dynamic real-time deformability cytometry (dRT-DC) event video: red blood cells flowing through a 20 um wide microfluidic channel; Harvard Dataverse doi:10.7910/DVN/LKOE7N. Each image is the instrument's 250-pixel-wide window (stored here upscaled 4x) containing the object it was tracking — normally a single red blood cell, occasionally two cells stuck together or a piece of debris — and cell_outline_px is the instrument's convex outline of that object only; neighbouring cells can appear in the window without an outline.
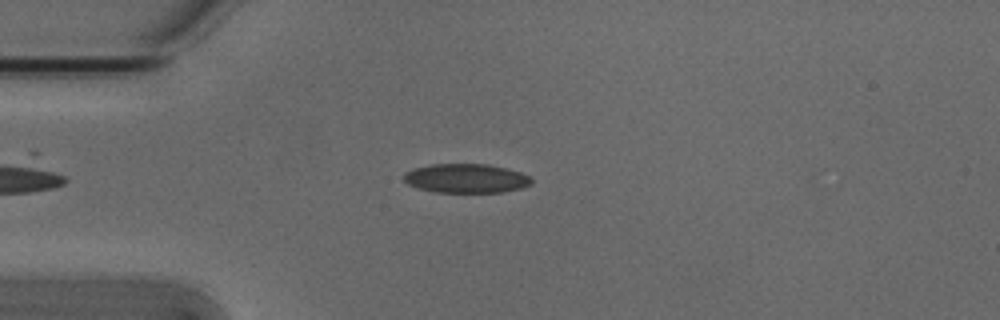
{"species": "Egyptian fruit bat (a non-hibernating species)", "species_latin": "Rousettus aegyptiacus", "temperature_condition": "cold", "stored_images_in_passage": 45, "camera_frame_rate_fps": 3000, "um_per_image_px": 0.085, "animal": {"sex": "male"}, "frame": {"image": 1, "passage_image": 6, "time_ms": 1.667, "image_size_px": [1000, 320], "cell_outline_px": [[532, 184], [520, 188], [504, 192], [436, 192], [420, 188], [408, 184], [404, 180], [404, 172], [412, 168], [432, 164], [488, 164], [520, 172], [528, 176], [532, 180]], "centroid_in_image_um": [39.6, 15.15], "position_along_channel_um": 45.4, "area_um2": 21.56}}
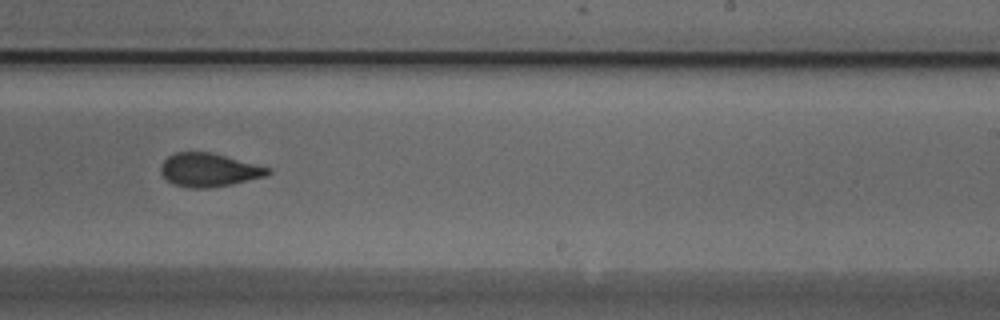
{"frame": {"image": 2, "passage_image": 25, "time_ms": 8.0, "image_size_px": [1000, 320], "cell_outline_px": [[272, 172], [264, 176], [232, 184], [208, 188], [188, 188], [172, 184], [160, 172], [160, 168], [164, 160], [168, 156], [176, 152], [212, 152], [272, 168]], "centroid_in_image_um": [17.76, 14.44], "position_along_channel_um": 271.2, "area_um2": 20.92}}
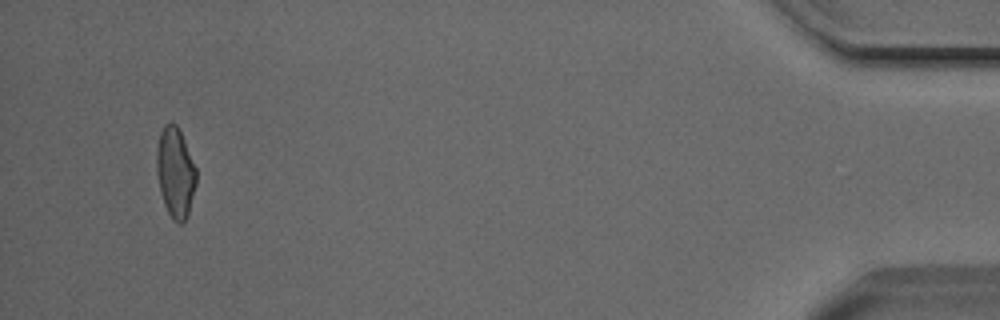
{"frame": {"image": 3, "passage_image": 43, "time_ms": 14.0, "image_size_px": [1000, 320], "cell_outline_px": [[196, 184], [188, 212], [184, 220], [180, 224], [172, 220], [164, 204], [160, 192], [156, 168], [156, 152], [160, 132], [164, 124], [176, 124], [184, 140], [196, 168]], "centroid_in_image_um": [14.89, 14.67], "position_along_channel_um": 420.3, "area_um2": 20.58}, "authors_computed_cell_mechanics": {"area_um2": 21.2704, "velocity_mm_per_s": 3.8407, "shape_relaxation_time_tau1_ms": null, "shape_relaxation_time_tau2_ms": 1.6155, "deformation_change_tau1": null, "deformation_change_tau2": 0.0663}}